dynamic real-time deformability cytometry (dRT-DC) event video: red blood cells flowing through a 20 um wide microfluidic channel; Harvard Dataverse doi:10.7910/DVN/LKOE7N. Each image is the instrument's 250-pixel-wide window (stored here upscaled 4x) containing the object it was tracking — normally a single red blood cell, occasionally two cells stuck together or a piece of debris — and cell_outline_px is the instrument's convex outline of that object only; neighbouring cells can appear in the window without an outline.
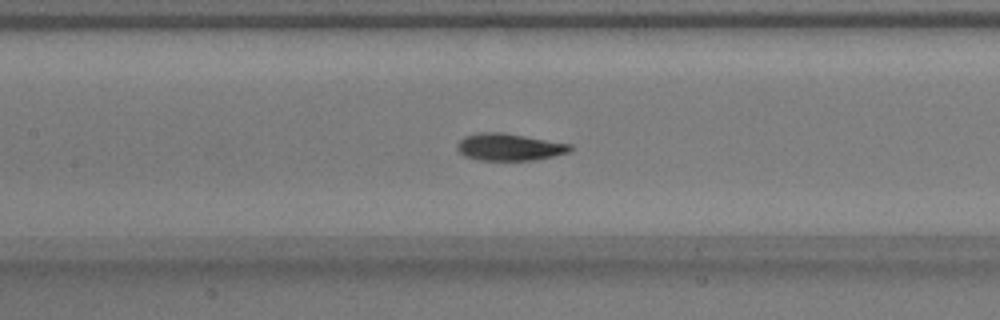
{"species": "common noctule bat (a hibernating species)", "species_latin": "Nyctalus noctula", "temperature_condition": "warm", "stored_images_in_passage": 40, "camera_frame_rate_fps": 3000, "um_per_image_px": 0.085, "animal": {"sex": "male", "body_mass_g": 17.9}, "frame": {"image": 1, "passage_image": 11, "time_ms": 3.333, "image_size_px": [1000, 320], "cell_outline_px": [[572, 148], [568, 152], [536, 160], [480, 160], [464, 156], [456, 148], [456, 144], [464, 136], [480, 132], [504, 132], [572, 144]], "centroid_in_image_um": [43.27, 12.49], "position_along_channel_um": 164.1, "area_um2": 17.92}}
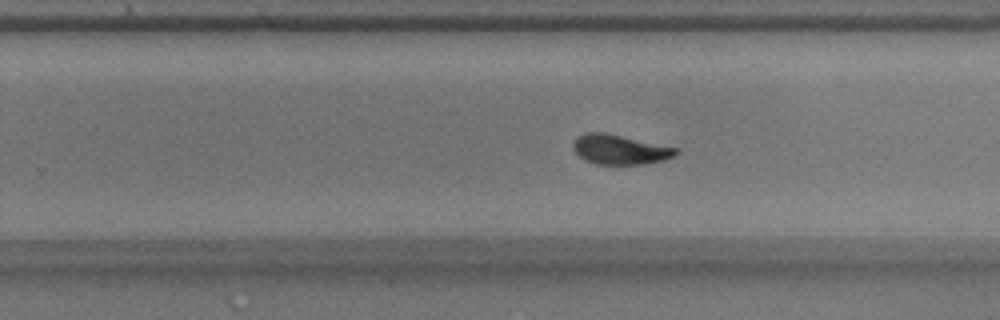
{"frame": {"image": 2, "passage_image": 20, "time_ms": 6.333, "image_size_px": [1000, 320], "cell_outline_px": [[680, 152], [676, 156], [664, 160], [644, 164], [596, 164], [584, 160], [572, 148], [572, 144], [576, 136], [584, 132], [604, 132], [680, 148]], "centroid_in_image_um": [52.71, 12.7], "position_along_channel_um": 277.1, "area_um2": 18.09}}
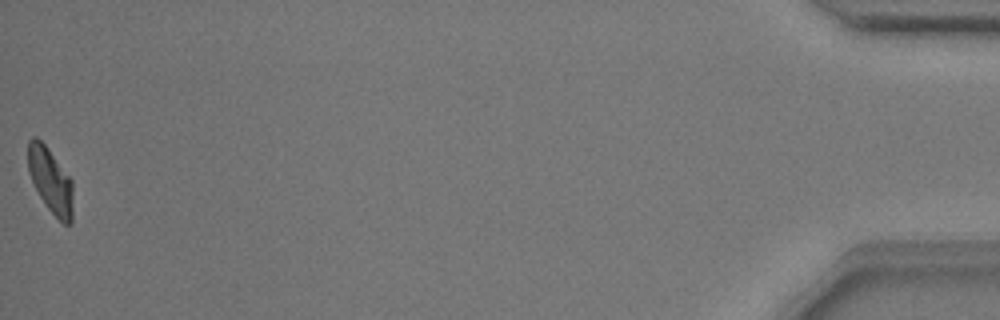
{"frame": {"image": 3, "passage_image": 40, "time_ms": 13.0, "image_size_px": [1000, 320], "cell_outline_px": [[72, 224], [64, 224], [48, 208], [40, 196], [28, 172], [28, 140], [32, 136], [36, 136], [48, 148], [72, 180]], "centroid_in_image_um": [4.29, 15.32], "position_along_channel_um": 430.9, "area_um2": 16.88}, "authors_computed_cell_mechanics": {"area_um2": 17.9758, "velocity_mm_per_s": 3.781, "shape_relaxation_time_tau1_ms": 2.4922, "shape_relaxation_time_tau2_ms": 2.2215, "deformation_change_tau1": 0.1617, "deformation_change_tau2": 0.0797}}